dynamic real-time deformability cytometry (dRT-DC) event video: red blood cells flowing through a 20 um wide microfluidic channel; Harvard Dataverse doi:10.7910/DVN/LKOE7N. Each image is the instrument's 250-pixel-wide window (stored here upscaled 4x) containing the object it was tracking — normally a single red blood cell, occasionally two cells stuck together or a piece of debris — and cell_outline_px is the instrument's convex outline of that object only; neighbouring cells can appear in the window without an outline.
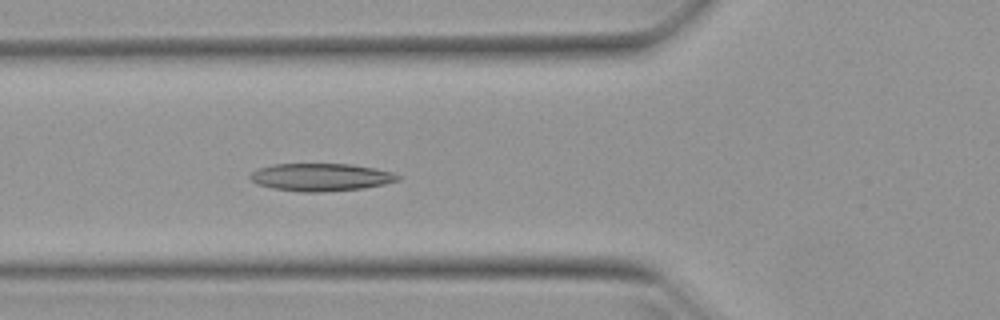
{"species": "Egyptian fruit bat (a non-hibernating species)", "species_latin": "Rousettus aegyptiacus", "temperature_condition": "warm", "stored_images_in_passage": 42, "camera_frame_rate_fps": 3000, "um_per_image_px": 0.085, "animal": {"sex": "female"}, "frame": {"image": 1, "passage_image": 12, "time_ms": 3.667, "image_size_px": [1000, 320], "cell_outline_px": [[400, 180], [384, 184], [364, 188], [320, 192], [300, 192], [272, 188], [256, 184], [248, 176], [252, 172], [260, 168], [272, 164], [352, 164], [376, 168], [392, 172], [400, 176]], "centroid_in_image_um": [27.28, 15.06], "position_along_channel_um": 98.5, "area_um2": 23.87}}
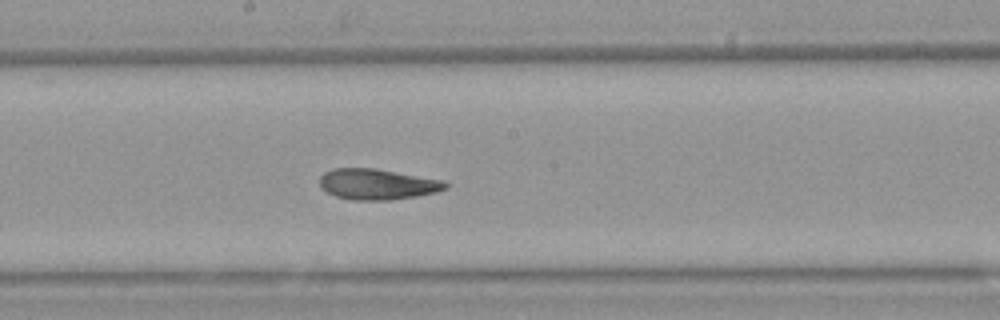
{"frame": {"image": 2, "passage_image": 21, "time_ms": 6.667, "image_size_px": [1000, 320], "cell_outline_px": [[448, 188], [436, 192], [416, 196], [392, 200], [352, 200], [336, 196], [320, 188], [320, 176], [324, 172], [332, 168], [376, 168], [444, 180], [448, 184]], "centroid_in_image_um": [32.07, 15.65], "position_along_channel_um": 216.1, "area_um2": 22.72}}
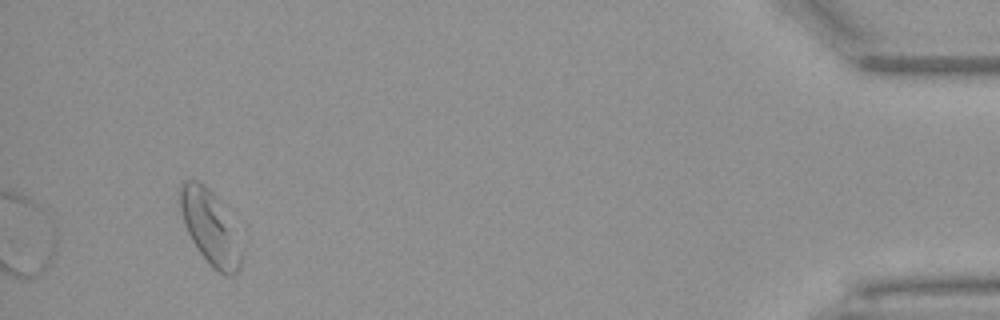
{"frame": {"image": 3, "passage_image": 42, "time_ms": 13.667, "image_size_px": [1000, 320], "cell_outline_px": [[240, 268], [232, 276], [224, 276], [212, 268], [200, 252], [192, 240], [184, 224], [176, 192], [180, 184], [184, 180], [196, 180], [204, 184], [216, 200], [240, 256]], "centroid_in_image_um": [17.68, 19.32], "position_along_channel_um": 417.5, "area_um2": 24.45}, "authors_computed_cell_mechanics": {"area_um2": 24.1604, "velocity_mm_per_s": 3.939, "shape_relaxation_time_tau1_ms": 9.6854, "shape_relaxation_time_tau2_ms": 2.7036, "deformation_change_tau1": 0.2321, "deformation_change_tau2": 0.1079}}